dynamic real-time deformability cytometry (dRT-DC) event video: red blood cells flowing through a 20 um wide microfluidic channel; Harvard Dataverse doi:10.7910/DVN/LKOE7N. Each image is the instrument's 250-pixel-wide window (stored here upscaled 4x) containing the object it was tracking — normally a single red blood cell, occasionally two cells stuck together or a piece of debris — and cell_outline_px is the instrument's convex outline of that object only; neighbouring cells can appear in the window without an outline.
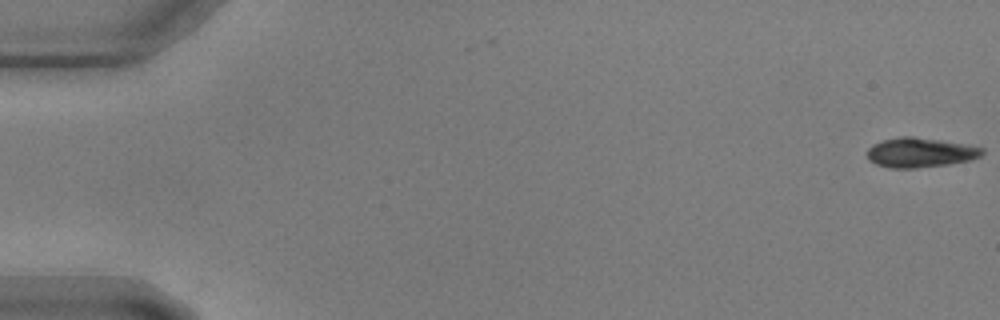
{"species": "common noctule bat (a hibernating species)", "species_latin": "Nyctalus noctula", "temperature_condition": "warm", "stored_images_in_passage": 2, "camera_frame_rate_fps": 3000, "um_per_image_px": 0.085, "animal": {"sex": "male", "body_mass_g": 17.9, "forearm_length_mm": 54.2}, "frame": {"image": 1, "passage_image": 2, "time_ms": 0.333, "image_size_px": [1000, 320], "cell_outline_px": [[984, 152], [980, 156], [972, 160], [948, 164], [916, 168], [888, 168], [876, 164], [868, 160], [868, 148], [872, 144], [884, 140], [900, 136], [912, 136], [968, 144], [984, 148]], "centroid_in_image_um": [78.23, 12.96], "position_along_channel_um": 6.8, "area_um2": 20.0}}